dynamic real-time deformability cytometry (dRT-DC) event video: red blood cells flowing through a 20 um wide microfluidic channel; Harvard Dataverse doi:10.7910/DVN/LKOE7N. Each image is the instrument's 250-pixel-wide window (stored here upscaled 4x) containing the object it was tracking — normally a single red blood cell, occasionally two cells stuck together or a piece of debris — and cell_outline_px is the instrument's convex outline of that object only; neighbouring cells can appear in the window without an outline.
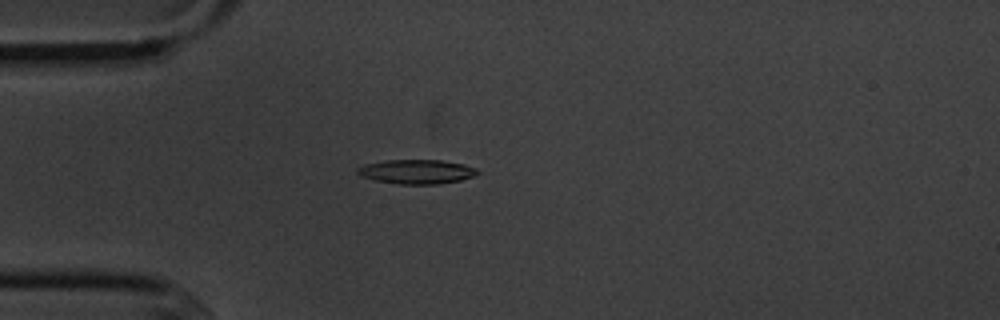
{"species": "common noctule bat (a hibernating species)", "species_latin": "Nyctalus noctula", "temperature_condition": "cold", "stored_images_in_passage": 4, "camera_frame_rate_fps": 3000, "um_per_image_px": 0.085, "animal": {"sex": "male", "body_mass_g": 20.1, "forearm_length_mm": 53.5}, "frame": {"image": 1, "passage_image": 3, "time_ms": 2.333, "image_size_px": [1000, 320], "cell_outline_px": [[480, 172], [472, 176], [460, 180], [440, 184], [396, 184], [376, 180], [360, 176], [356, 172], [356, 168], [364, 164], [388, 160], [440, 160], [464, 164], [476, 168]], "centroid_in_image_um": [35.39, 14.59], "position_along_channel_um": 49.6, "area_um2": 16.99}}